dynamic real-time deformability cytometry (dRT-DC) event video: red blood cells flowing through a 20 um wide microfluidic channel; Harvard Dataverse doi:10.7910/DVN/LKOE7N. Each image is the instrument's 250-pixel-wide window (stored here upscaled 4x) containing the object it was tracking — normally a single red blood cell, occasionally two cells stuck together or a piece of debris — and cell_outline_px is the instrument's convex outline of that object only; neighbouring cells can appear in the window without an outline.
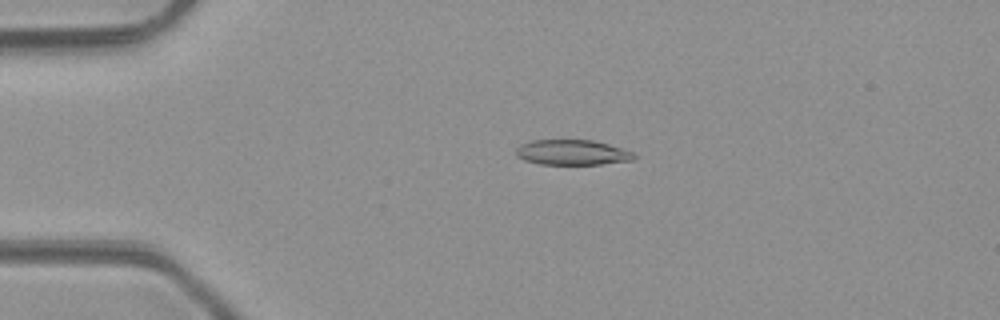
{"species": "common noctule bat (a hibernating species)", "species_latin": "Nyctalus noctula", "temperature_condition": "room temperature", "stored_images_in_passage": 47, "camera_frame_rate_fps": 3000, "um_per_image_px": 0.085, "animal": {"sex": "male", "body_mass_g": 23.1, "forearm_length_mm": 52.7}, "frame": {"image": 1, "passage_image": 10, "time_ms": 3.0, "image_size_px": [1000, 320], "cell_outline_px": [[636, 156], [632, 160], [600, 164], [540, 164], [524, 160], [516, 156], [516, 148], [520, 144], [532, 140], [592, 140], [608, 144], [632, 152]], "centroid_in_image_um": [48.59, 12.95], "position_along_channel_um": 36.4, "area_um2": 17.22}}
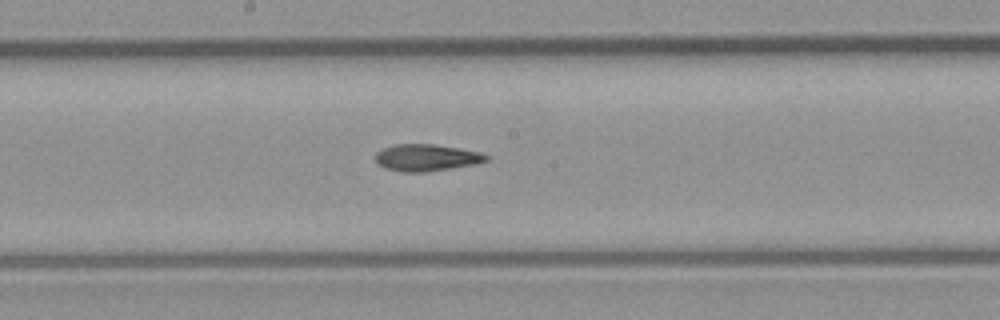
{"frame": {"image": 2, "passage_image": 25, "time_ms": 8.0, "image_size_px": [1000, 320], "cell_outline_px": [[488, 160], [476, 164], [424, 172], [404, 172], [384, 168], [376, 160], [376, 152], [384, 148], [396, 144], [432, 144], [460, 148], [480, 152], [488, 156]], "centroid_in_image_um": [36.26, 13.39], "position_along_channel_um": 211.9, "area_um2": 17.17}}
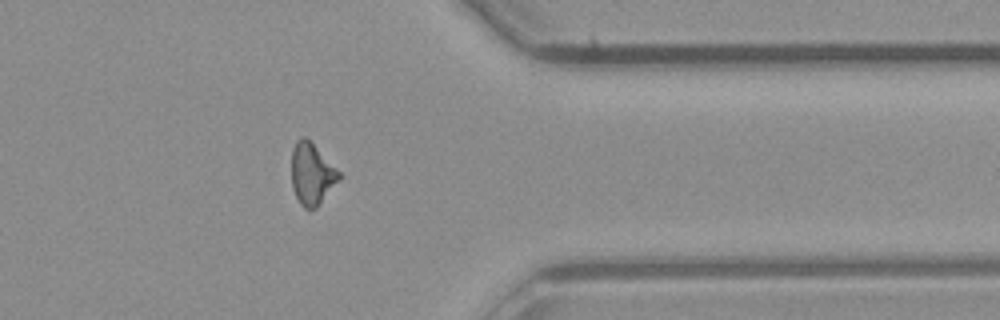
{"frame": {"image": 3, "passage_image": 38, "time_ms": 12.333, "image_size_px": [1000, 320], "cell_outline_px": [[340, 180], [316, 208], [304, 208], [300, 204], [292, 188], [292, 148], [296, 140], [300, 136], [304, 136], [340, 172]], "centroid_in_image_um": [26.49, 14.8], "position_along_channel_um": 384.9, "area_um2": 16.82}, "authors_computed_cell_mechanics": {"area_um2": 17.34, "velocity_mm_per_s": 4.28, "shape_relaxation_time_tau1_ms": 8.8356, "shape_relaxation_time_tau2_ms": 4.9696, "deformation_change_tau1": 0.2048, "deformation_change_tau2": 0.1497}}